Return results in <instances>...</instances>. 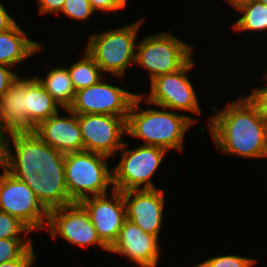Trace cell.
I'll use <instances>...</instances> for the list:
<instances>
[{
  "instance_id": "cell-4",
  "label": "cell",
  "mask_w": 267,
  "mask_h": 267,
  "mask_svg": "<svg viewBox=\"0 0 267 267\" xmlns=\"http://www.w3.org/2000/svg\"><path fill=\"white\" fill-rule=\"evenodd\" d=\"M144 20L91 34L84 49L94 58L105 75L111 74L117 79L124 78L129 66L135 65L136 41ZM139 36V37H138Z\"/></svg>"
},
{
  "instance_id": "cell-23",
  "label": "cell",
  "mask_w": 267,
  "mask_h": 267,
  "mask_svg": "<svg viewBox=\"0 0 267 267\" xmlns=\"http://www.w3.org/2000/svg\"><path fill=\"white\" fill-rule=\"evenodd\" d=\"M32 245V237L0 239V264L18 259Z\"/></svg>"
},
{
  "instance_id": "cell-1",
  "label": "cell",
  "mask_w": 267,
  "mask_h": 267,
  "mask_svg": "<svg viewBox=\"0 0 267 267\" xmlns=\"http://www.w3.org/2000/svg\"><path fill=\"white\" fill-rule=\"evenodd\" d=\"M0 165L26 183L48 211L75 203L67 191L65 154L52 148L34 132L2 138Z\"/></svg>"
},
{
  "instance_id": "cell-9",
  "label": "cell",
  "mask_w": 267,
  "mask_h": 267,
  "mask_svg": "<svg viewBox=\"0 0 267 267\" xmlns=\"http://www.w3.org/2000/svg\"><path fill=\"white\" fill-rule=\"evenodd\" d=\"M0 167V211L18 218L32 232L45 230L49 211L26 183Z\"/></svg>"
},
{
  "instance_id": "cell-10",
  "label": "cell",
  "mask_w": 267,
  "mask_h": 267,
  "mask_svg": "<svg viewBox=\"0 0 267 267\" xmlns=\"http://www.w3.org/2000/svg\"><path fill=\"white\" fill-rule=\"evenodd\" d=\"M45 230L54 240L62 237L77 247L98 245L106 252L109 251L98 237L87 211L79 202L50 210Z\"/></svg>"
},
{
  "instance_id": "cell-19",
  "label": "cell",
  "mask_w": 267,
  "mask_h": 267,
  "mask_svg": "<svg viewBox=\"0 0 267 267\" xmlns=\"http://www.w3.org/2000/svg\"><path fill=\"white\" fill-rule=\"evenodd\" d=\"M26 102L28 119L35 127L63 110L34 75L27 76Z\"/></svg>"
},
{
  "instance_id": "cell-18",
  "label": "cell",
  "mask_w": 267,
  "mask_h": 267,
  "mask_svg": "<svg viewBox=\"0 0 267 267\" xmlns=\"http://www.w3.org/2000/svg\"><path fill=\"white\" fill-rule=\"evenodd\" d=\"M44 45L28 38V34L15 24L7 31L0 32V63L15 70L21 62L44 50Z\"/></svg>"
},
{
  "instance_id": "cell-29",
  "label": "cell",
  "mask_w": 267,
  "mask_h": 267,
  "mask_svg": "<svg viewBox=\"0 0 267 267\" xmlns=\"http://www.w3.org/2000/svg\"><path fill=\"white\" fill-rule=\"evenodd\" d=\"M36 261L37 255L32 245L18 259L3 262L0 267H32Z\"/></svg>"
},
{
  "instance_id": "cell-31",
  "label": "cell",
  "mask_w": 267,
  "mask_h": 267,
  "mask_svg": "<svg viewBox=\"0 0 267 267\" xmlns=\"http://www.w3.org/2000/svg\"><path fill=\"white\" fill-rule=\"evenodd\" d=\"M39 3L40 15L54 14L58 16L64 5L65 0H37Z\"/></svg>"
},
{
  "instance_id": "cell-11",
  "label": "cell",
  "mask_w": 267,
  "mask_h": 267,
  "mask_svg": "<svg viewBox=\"0 0 267 267\" xmlns=\"http://www.w3.org/2000/svg\"><path fill=\"white\" fill-rule=\"evenodd\" d=\"M103 77L97 84L76 91L73 104L69 108L73 113L101 114L128 117L131 104L139 94L132 93L119 86L109 84Z\"/></svg>"
},
{
  "instance_id": "cell-12",
  "label": "cell",
  "mask_w": 267,
  "mask_h": 267,
  "mask_svg": "<svg viewBox=\"0 0 267 267\" xmlns=\"http://www.w3.org/2000/svg\"><path fill=\"white\" fill-rule=\"evenodd\" d=\"M127 117L101 114L78 115L84 151L116 158L127 134Z\"/></svg>"
},
{
  "instance_id": "cell-27",
  "label": "cell",
  "mask_w": 267,
  "mask_h": 267,
  "mask_svg": "<svg viewBox=\"0 0 267 267\" xmlns=\"http://www.w3.org/2000/svg\"><path fill=\"white\" fill-rule=\"evenodd\" d=\"M245 97L256 108L258 115L267 123V81L265 86H254L250 94Z\"/></svg>"
},
{
  "instance_id": "cell-30",
  "label": "cell",
  "mask_w": 267,
  "mask_h": 267,
  "mask_svg": "<svg viewBox=\"0 0 267 267\" xmlns=\"http://www.w3.org/2000/svg\"><path fill=\"white\" fill-rule=\"evenodd\" d=\"M14 68L0 63V97L8 90L10 85L20 74Z\"/></svg>"
},
{
  "instance_id": "cell-24",
  "label": "cell",
  "mask_w": 267,
  "mask_h": 267,
  "mask_svg": "<svg viewBox=\"0 0 267 267\" xmlns=\"http://www.w3.org/2000/svg\"><path fill=\"white\" fill-rule=\"evenodd\" d=\"M31 234L33 232L18 218L0 211V239L30 237Z\"/></svg>"
},
{
  "instance_id": "cell-33",
  "label": "cell",
  "mask_w": 267,
  "mask_h": 267,
  "mask_svg": "<svg viewBox=\"0 0 267 267\" xmlns=\"http://www.w3.org/2000/svg\"><path fill=\"white\" fill-rule=\"evenodd\" d=\"M241 0H226L227 3H229V5L232 7L234 4H236L237 2H239Z\"/></svg>"
},
{
  "instance_id": "cell-7",
  "label": "cell",
  "mask_w": 267,
  "mask_h": 267,
  "mask_svg": "<svg viewBox=\"0 0 267 267\" xmlns=\"http://www.w3.org/2000/svg\"><path fill=\"white\" fill-rule=\"evenodd\" d=\"M124 142L119 161L112 167L114 190L157 189L153 177L163 164L167 150L158 146L139 145L130 149ZM156 187V188H155Z\"/></svg>"
},
{
  "instance_id": "cell-22",
  "label": "cell",
  "mask_w": 267,
  "mask_h": 267,
  "mask_svg": "<svg viewBox=\"0 0 267 267\" xmlns=\"http://www.w3.org/2000/svg\"><path fill=\"white\" fill-rule=\"evenodd\" d=\"M83 54L82 59L67 66L75 91L97 84L106 76L86 49Z\"/></svg>"
},
{
  "instance_id": "cell-13",
  "label": "cell",
  "mask_w": 267,
  "mask_h": 267,
  "mask_svg": "<svg viewBox=\"0 0 267 267\" xmlns=\"http://www.w3.org/2000/svg\"><path fill=\"white\" fill-rule=\"evenodd\" d=\"M79 203L87 211L100 240L110 248L127 220L123 192L113 190L110 195L88 197Z\"/></svg>"
},
{
  "instance_id": "cell-34",
  "label": "cell",
  "mask_w": 267,
  "mask_h": 267,
  "mask_svg": "<svg viewBox=\"0 0 267 267\" xmlns=\"http://www.w3.org/2000/svg\"><path fill=\"white\" fill-rule=\"evenodd\" d=\"M261 79L262 81H267V70H266V73L263 74V77Z\"/></svg>"
},
{
  "instance_id": "cell-15",
  "label": "cell",
  "mask_w": 267,
  "mask_h": 267,
  "mask_svg": "<svg viewBox=\"0 0 267 267\" xmlns=\"http://www.w3.org/2000/svg\"><path fill=\"white\" fill-rule=\"evenodd\" d=\"M160 239L143 232L137 225L126 220L108 252L126 257L135 266L157 267L161 260Z\"/></svg>"
},
{
  "instance_id": "cell-32",
  "label": "cell",
  "mask_w": 267,
  "mask_h": 267,
  "mask_svg": "<svg viewBox=\"0 0 267 267\" xmlns=\"http://www.w3.org/2000/svg\"><path fill=\"white\" fill-rule=\"evenodd\" d=\"M0 0V32H4L12 28L17 22L9 11L5 8Z\"/></svg>"
},
{
  "instance_id": "cell-3",
  "label": "cell",
  "mask_w": 267,
  "mask_h": 267,
  "mask_svg": "<svg viewBox=\"0 0 267 267\" xmlns=\"http://www.w3.org/2000/svg\"><path fill=\"white\" fill-rule=\"evenodd\" d=\"M142 101L143 98L138 94L131 104L126 120V135L142 139V145L158 146L168 152L184 151V136L200 119L159 106H156L157 109H141Z\"/></svg>"
},
{
  "instance_id": "cell-25",
  "label": "cell",
  "mask_w": 267,
  "mask_h": 267,
  "mask_svg": "<svg viewBox=\"0 0 267 267\" xmlns=\"http://www.w3.org/2000/svg\"><path fill=\"white\" fill-rule=\"evenodd\" d=\"M257 259L237 254L217 255L198 263L201 267H252Z\"/></svg>"
},
{
  "instance_id": "cell-14",
  "label": "cell",
  "mask_w": 267,
  "mask_h": 267,
  "mask_svg": "<svg viewBox=\"0 0 267 267\" xmlns=\"http://www.w3.org/2000/svg\"><path fill=\"white\" fill-rule=\"evenodd\" d=\"M165 192L162 188L123 192L127 220L143 232L160 236L164 222Z\"/></svg>"
},
{
  "instance_id": "cell-35",
  "label": "cell",
  "mask_w": 267,
  "mask_h": 267,
  "mask_svg": "<svg viewBox=\"0 0 267 267\" xmlns=\"http://www.w3.org/2000/svg\"><path fill=\"white\" fill-rule=\"evenodd\" d=\"M260 2H262L263 4L267 5V0H259Z\"/></svg>"
},
{
  "instance_id": "cell-28",
  "label": "cell",
  "mask_w": 267,
  "mask_h": 267,
  "mask_svg": "<svg viewBox=\"0 0 267 267\" xmlns=\"http://www.w3.org/2000/svg\"><path fill=\"white\" fill-rule=\"evenodd\" d=\"M95 12L113 13L123 10L127 7L128 0H89Z\"/></svg>"
},
{
  "instance_id": "cell-2",
  "label": "cell",
  "mask_w": 267,
  "mask_h": 267,
  "mask_svg": "<svg viewBox=\"0 0 267 267\" xmlns=\"http://www.w3.org/2000/svg\"><path fill=\"white\" fill-rule=\"evenodd\" d=\"M207 121L211 138L222 153L245 159H267V123L244 96L227 102L226 107Z\"/></svg>"
},
{
  "instance_id": "cell-5",
  "label": "cell",
  "mask_w": 267,
  "mask_h": 267,
  "mask_svg": "<svg viewBox=\"0 0 267 267\" xmlns=\"http://www.w3.org/2000/svg\"><path fill=\"white\" fill-rule=\"evenodd\" d=\"M109 159L111 158L90 151L65 154V181L69 196L74 202L114 190Z\"/></svg>"
},
{
  "instance_id": "cell-16",
  "label": "cell",
  "mask_w": 267,
  "mask_h": 267,
  "mask_svg": "<svg viewBox=\"0 0 267 267\" xmlns=\"http://www.w3.org/2000/svg\"><path fill=\"white\" fill-rule=\"evenodd\" d=\"M67 114L58 112L40 122L34 129V133L52 148L64 154L84 151V142L78 123V114L69 108L63 109Z\"/></svg>"
},
{
  "instance_id": "cell-17",
  "label": "cell",
  "mask_w": 267,
  "mask_h": 267,
  "mask_svg": "<svg viewBox=\"0 0 267 267\" xmlns=\"http://www.w3.org/2000/svg\"><path fill=\"white\" fill-rule=\"evenodd\" d=\"M27 76L15 79L0 97V138L16 133H32L35 126L27 114Z\"/></svg>"
},
{
  "instance_id": "cell-6",
  "label": "cell",
  "mask_w": 267,
  "mask_h": 267,
  "mask_svg": "<svg viewBox=\"0 0 267 267\" xmlns=\"http://www.w3.org/2000/svg\"><path fill=\"white\" fill-rule=\"evenodd\" d=\"M194 45L169 32H157L139 40L135 64L142 66L150 81L181 69L193 56Z\"/></svg>"
},
{
  "instance_id": "cell-26",
  "label": "cell",
  "mask_w": 267,
  "mask_h": 267,
  "mask_svg": "<svg viewBox=\"0 0 267 267\" xmlns=\"http://www.w3.org/2000/svg\"><path fill=\"white\" fill-rule=\"evenodd\" d=\"M63 13L65 17L78 22L87 21L92 15H95L89 0H65L59 14Z\"/></svg>"
},
{
  "instance_id": "cell-20",
  "label": "cell",
  "mask_w": 267,
  "mask_h": 267,
  "mask_svg": "<svg viewBox=\"0 0 267 267\" xmlns=\"http://www.w3.org/2000/svg\"><path fill=\"white\" fill-rule=\"evenodd\" d=\"M35 75L45 90L52 96L62 109H68L73 104L76 91L66 66H55L48 71L45 78Z\"/></svg>"
},
{
  "instance_id": "cell-8",
  "label": "cell",
  "mask_w": 267,
  "mask_h": 267,
  "mask_svg": "<svg viewBox=\"0 0 267 267\" xmlns=\"http://www.w3.org/2000/svg\"><path fill=\"white\" fill-rule=\"evenodd\" d=\"M193 57L179 70L156 77L150 81V92L139 93L145 104L159 106L171 111L190 112L197 116L202 110L188 72L196 66ZM186 111V112H185Z\"/></svg>"
},
{
  "instance_id": "cell-21",
  "label": "cell",
  "mask_w": 267,
  "mask_h": 267,
  "mask_svg": "<svg viewBox=\"0 0 267 267\" xmlns=\"http://www.w3.org/2000/svg\"><path fill=\"white\" fill-rule=\"evenodd\" d=\"M232 7L240 13L231 25L235 32H267V5L259 0H241Z\"/></svg>"
}]
</instances>
